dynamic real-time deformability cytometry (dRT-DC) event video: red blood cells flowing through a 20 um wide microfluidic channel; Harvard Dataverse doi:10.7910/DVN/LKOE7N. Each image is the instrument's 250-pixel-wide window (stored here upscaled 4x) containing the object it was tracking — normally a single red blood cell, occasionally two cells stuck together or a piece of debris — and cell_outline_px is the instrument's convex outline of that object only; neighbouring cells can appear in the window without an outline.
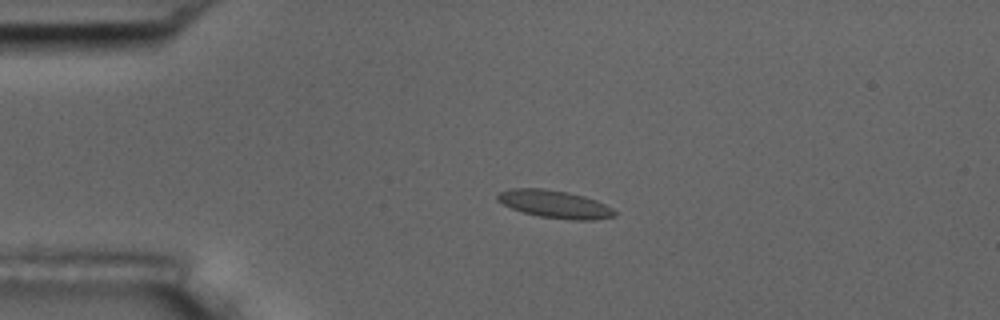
{"species": "common noctule bat (a hibernating species)", "species_latin": "Nyctalus noctula", "temperature_condition": "room temperature", "stored_images_in_passage": 4, "camera_frame_rate_fps": 3000, "um_per_image_px": 0.085, "animal": {"sex": "male", "body_mass_g": 17.5, "forearm_length_mm": 52.3}, "frame": {"image": 1, "passage_image": 3, "time_ms": 2.333, "image_size_px": [1000, 320], "cell_outline_px": [[616, 216], [596, 220], [572, 220], [540, 216], [524, 212], [512, 208], [496, 200], [496, 196], [500, 192], [512, 188], [544, 188], [568, 192], [584, 196], [596, 200], [612, 208], [616, 212]], "centroid_in_image_um": [47.18, 17.35], "position_along_channel_um": 37.8, "area_um2": 18.84}}